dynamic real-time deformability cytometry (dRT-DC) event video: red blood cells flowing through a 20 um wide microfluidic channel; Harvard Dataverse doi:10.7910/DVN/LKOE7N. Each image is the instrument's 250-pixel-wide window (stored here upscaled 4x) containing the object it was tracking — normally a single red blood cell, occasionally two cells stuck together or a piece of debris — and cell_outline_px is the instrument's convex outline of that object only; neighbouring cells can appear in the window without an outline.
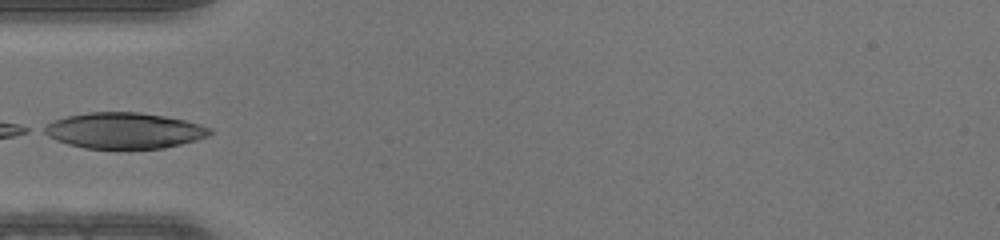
{"species": "human", "species_latin": "Homo sapiens", "temperature_condition": "warm", "stored_images_in_passage": 31, "camera_frame_rate_fps": 3000, "um_per_image_px": 0.085, "donor": {"sex": "male"}, "frame": {"image": 1, "passage_image": 1, "time_ms": 0.0, "image_size_px": [1000, 240], "cell_outline_px": [[212, 132], [208, 136], [196, 140], [164, 148], [84, 148], [68, 144], [56, 140], [40, 132], [40, 128], [56, 120], [68, 116], [88, 112], [140, 112], [164, 116], [184, 120], [200, 124], [212, 128]], "centroid_in_image_um": [10.54, 11.09], "position_along_channel_um": 74.5, "area_um2": 34.62}}